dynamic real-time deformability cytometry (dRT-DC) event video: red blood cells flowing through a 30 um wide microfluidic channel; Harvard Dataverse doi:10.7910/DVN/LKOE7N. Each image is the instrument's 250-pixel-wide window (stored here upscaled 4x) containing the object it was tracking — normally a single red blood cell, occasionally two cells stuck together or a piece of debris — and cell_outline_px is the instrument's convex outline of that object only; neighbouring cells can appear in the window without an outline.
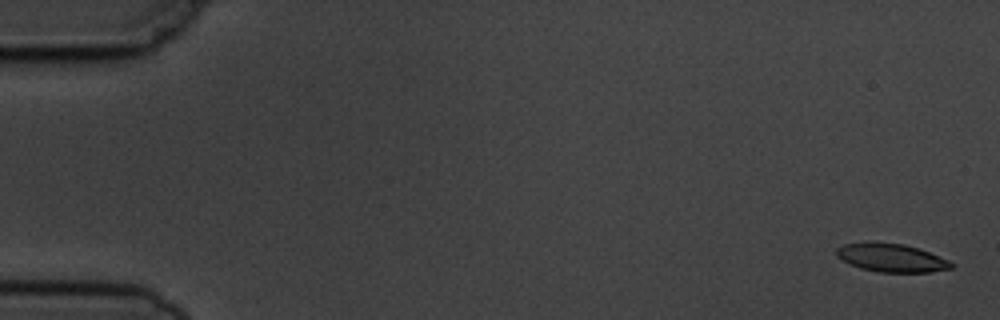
{"species": "common noctule bat (a hibernating species)", "species_latin": "Nyctalus noctula", "temperature_condition": "cold", "stored_images_in_passage": 6, "camera_frame_rate_fps": 3000, "um_per_image_px": 0.085, "animal": {"sex": "male", "body_mass_g": 19.5, "forearm_length_mm": 54.6}, "frame": {"image": 1, "passage_image": 1, "time_ms": 0.0, "image_size_px": [1000, 320], "cell_outline_px": [[952, 268], [932, 272], [880, 272], [860, 268], [848, 264], [836, 256], [836, 248], [844, 244], [868, 240], [872, 240], [904, 244], [920, 248], [948, 260], [952, 264]], "centroid_in_image_um": [75.7, 21.88], "position_along_channel_um": 9.3, "area_um2": 19.36}}
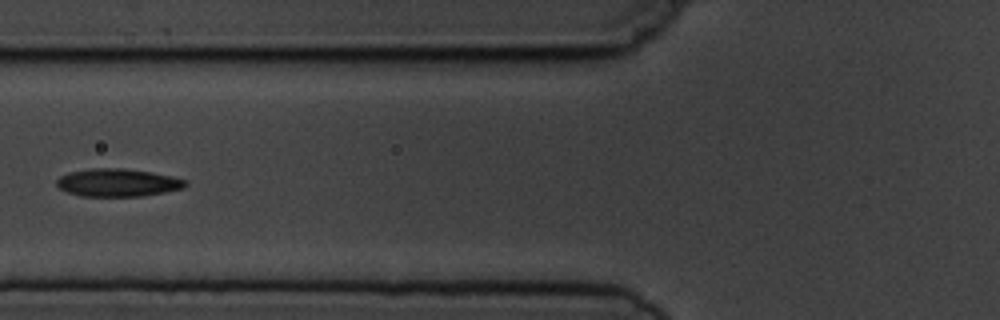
{"frame": {"image": 2, "passage_image": 6, "time_ms": 6.667, "image_size_px": [1000, 320], "cell_outline_px": [[188, 184], [184, 188], [164, 192], [140, 196], [80, 196], [68, 192], [60, 188], [56, 184], [56, 180], [60, 176], [68, 172], [92, 168], [124, 168], [152, 172], [172, 176], [184, 180]], "centroid_in_image_um": [9.99, 15.51], "position_along_channel_um": 115.8, "area_um2": 20.87}}